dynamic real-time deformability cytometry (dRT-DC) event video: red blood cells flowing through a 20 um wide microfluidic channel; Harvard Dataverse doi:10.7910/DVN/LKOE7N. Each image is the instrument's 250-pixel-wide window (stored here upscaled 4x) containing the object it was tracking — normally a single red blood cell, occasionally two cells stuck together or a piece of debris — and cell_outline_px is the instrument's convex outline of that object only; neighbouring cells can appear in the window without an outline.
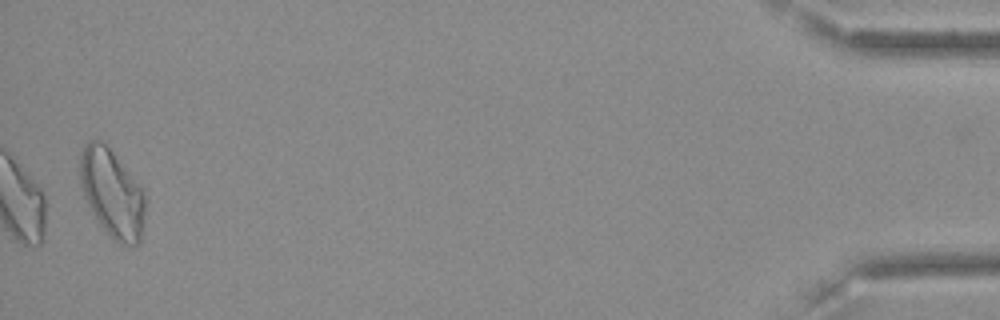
{"species": "Egyptian fruit bat (a non-hibernating species)", "species_latin": "Rousettus aegyptiacus", "temperature_condition": "cold", "stored_images_in_passage": 39, "camera_frame_rate_fps": 3000, "um_per_image_px": 0.085, "frame": {"image": 1, "passage_image": 39, "time_ms": 12.667, "image_size_px": [1000, 320], "cell_outline_px": [[144, 216], [140, 244], [120, 244], [100, 224], [92, 212], [84, 196], [80, 184], [80, 156], [84, 144], [88, 140], [100, 140], [112, 152], [140, 184], [144, 192]], "centroid_in_image_um": [9.52, 16.41], "position_along_channel_um": 425.7, "area_um2": 32.95}, "authors_computed_cell_mechanics": {"area_um2": 21.386, "velocity_mm_per_s": 3.6065, "shape_relaxation_time_tau1_ms": 7.6137, "shape_relaxation_time_tau2_ms": 3.4225, "deformation_change_tau1": 0.1814, "deformation_change_tau2": 0.1267}}